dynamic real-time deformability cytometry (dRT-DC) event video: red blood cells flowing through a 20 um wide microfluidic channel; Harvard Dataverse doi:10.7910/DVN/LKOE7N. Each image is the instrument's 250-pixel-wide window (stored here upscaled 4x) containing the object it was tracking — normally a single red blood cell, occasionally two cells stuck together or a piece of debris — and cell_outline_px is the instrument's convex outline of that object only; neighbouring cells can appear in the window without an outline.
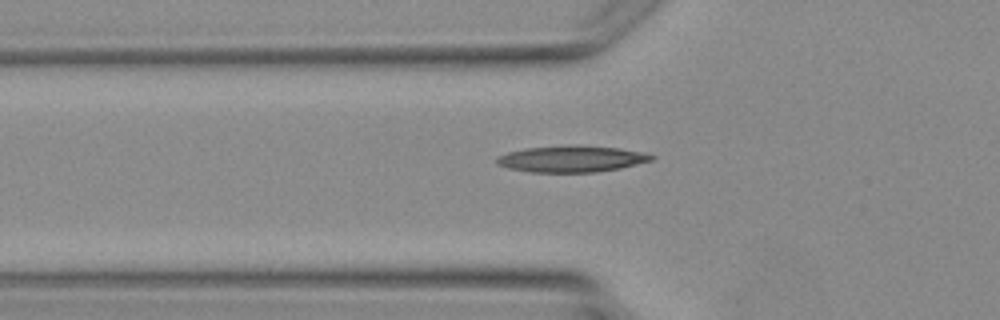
{"species": "Egyptian fruit bat (a non-hibernating species)", "species_latin": "Rousettus aegyptiacus", "temperature_condition": "warm", "stored_images_in_passage": 4, "camera_frame_rate_fps": 3000, "um_per_image_px": 0.085, "animal": {"sex": "female"}, "frame": {"image": 1, "passage_image": 4, "time_ms": 4.333, "image_size_px": [1000, 320], "cell_outline_px": [[656, 156], [652, 160], [620, 168], [596, 172], [532, 172], [508, 168], [496, 164], [496, 156], [508, 152], [524, 148], [568, 144], [580, 144], [620, 148], [648, 152]], "centroid_in_image_um": [48.6, 13.48], "position_along_channel_um": 77.2, "area_um2": 24.33}}